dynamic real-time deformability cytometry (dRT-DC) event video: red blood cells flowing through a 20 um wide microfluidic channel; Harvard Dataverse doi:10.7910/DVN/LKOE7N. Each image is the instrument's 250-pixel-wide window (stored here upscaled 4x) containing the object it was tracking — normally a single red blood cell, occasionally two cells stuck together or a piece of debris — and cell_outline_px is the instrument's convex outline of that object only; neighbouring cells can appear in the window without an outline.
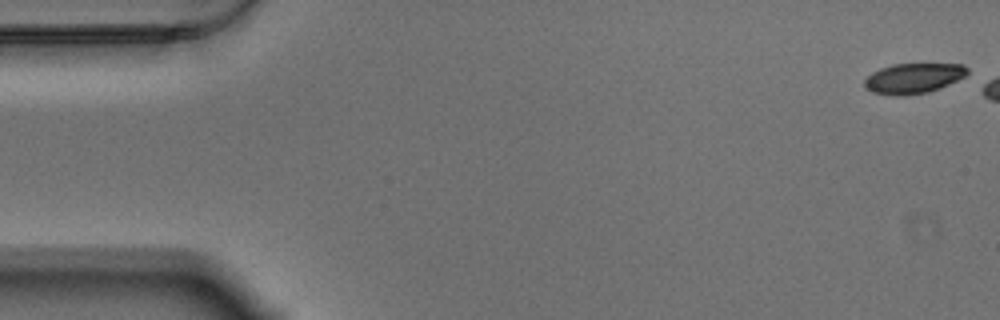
{"species": "Egyptian fruit bat (a non-hibernating species)", "species_latin": "Rousettus aegyptiacus", "temperature_condition": "warm", "stored_images_in_passage": 6, "camera_frame_rate_fps": 3000, "um_per_image_px": 0.085, "animal": {"sex": "male"}, "frame": {"image": 1, "passage_image": 1, "time_ms": 0.0, "image_size_px": [1000, 320], "cell_outline_px": [[968, 72], [964, 76], [940, 88], [928, 92], [904, 96], [896, 96], [872, 92], [864, 88], [864, 80], [872, 72], [880, 68], [892, 64], [964, 64], [968, 68]], "centroid_in_image_um": [77.6, 6.66], "position_along_channel_um": 7.4, "area_um2": 18.15}}